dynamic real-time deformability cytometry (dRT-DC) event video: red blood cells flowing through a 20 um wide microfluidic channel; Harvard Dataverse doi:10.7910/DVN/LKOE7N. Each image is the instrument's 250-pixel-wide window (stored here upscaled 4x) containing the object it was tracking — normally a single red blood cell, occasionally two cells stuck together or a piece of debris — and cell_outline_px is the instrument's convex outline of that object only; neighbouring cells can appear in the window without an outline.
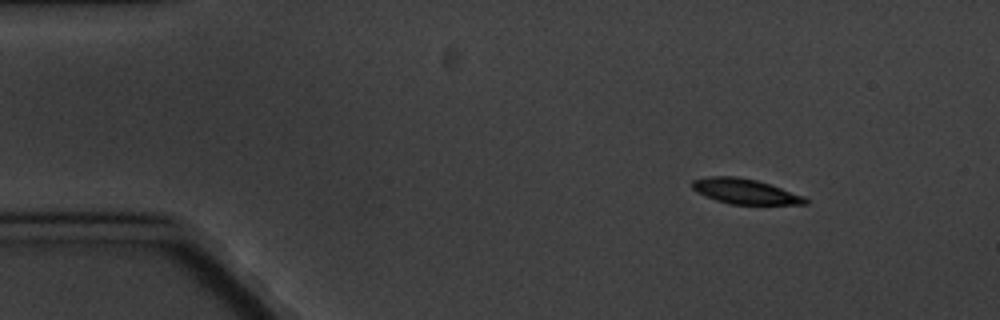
{"species": "common noctule bat (a hibernating species)", "species_latin": "Nyctalus noctula", "temperature_condition": "cold", "stored_images_in_passage": 8, "camera_frame_rate_fps": 3000, "um_per_image_px": 0.085, "animal": {"sex": "male", "body_mass_g": 20.1, "forearm_length_mm": 53.5}, "frame": {"image": 1, "passage_image": 1, "time_ms": 0.0, "image_size_px": [1000, 320], "cell_outline_px": [[808, 204], [732, 204], [716, 200], [704, 196], [696, 192], [692, 188], [692, 180], [712, 176], [736, 176], [756, 180], [804, 196], [808, 200]], "centroid_in_image_um": [63.29, 16.27], "position_along_channel_um": 21.7, "area_um2": 16.36}}
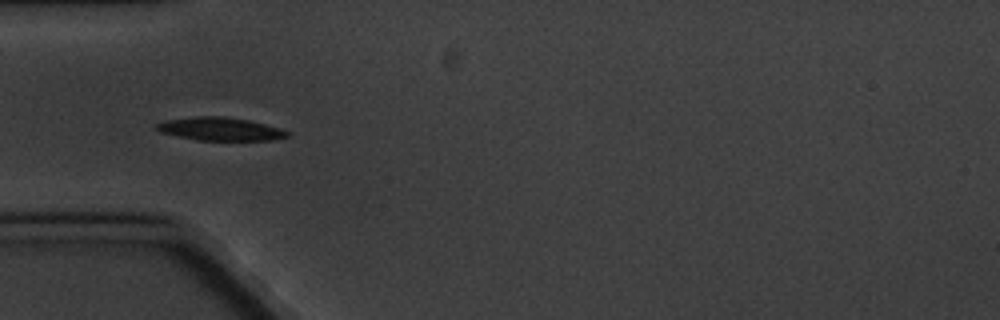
{"frame": {"image": 2, "passage_image": 4, "time_ms": 3.667, "image_size_px": [1000, 320], "cell_outline_px": [[288, 136], [272, 140], [196, 140], [160, 132], [156, 128], [156, 124], [168, 120], [196, 116], [224, 116], [248, 120], [280, 128], [288, 132]], "centroid_in_image_um": [18.71, 10.96], "position_along_channel_um": 66.3, "area_um2": 17.4}}
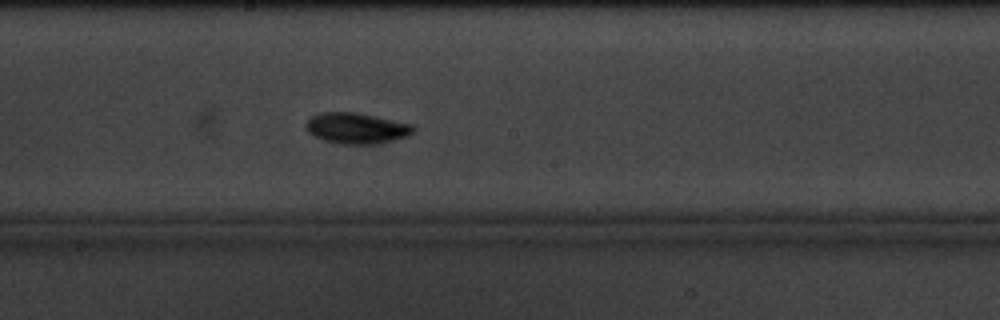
{"frame": {"image": 3, "passage_image": 8, "time_ms": 8.333, "image_size_px": [1000, 320], "cell_outline_px": [[416, 128], [408, 136], [376, 144], [340, 144], [324, 140], [308, 132], [304, 124], [312, 116], [320, 112], [352, 112], [412, 124]], "centroid_in_image_um": [30.28, 10.9], "position_along_channel_um": 217.9, "area_um2": 19.07}}